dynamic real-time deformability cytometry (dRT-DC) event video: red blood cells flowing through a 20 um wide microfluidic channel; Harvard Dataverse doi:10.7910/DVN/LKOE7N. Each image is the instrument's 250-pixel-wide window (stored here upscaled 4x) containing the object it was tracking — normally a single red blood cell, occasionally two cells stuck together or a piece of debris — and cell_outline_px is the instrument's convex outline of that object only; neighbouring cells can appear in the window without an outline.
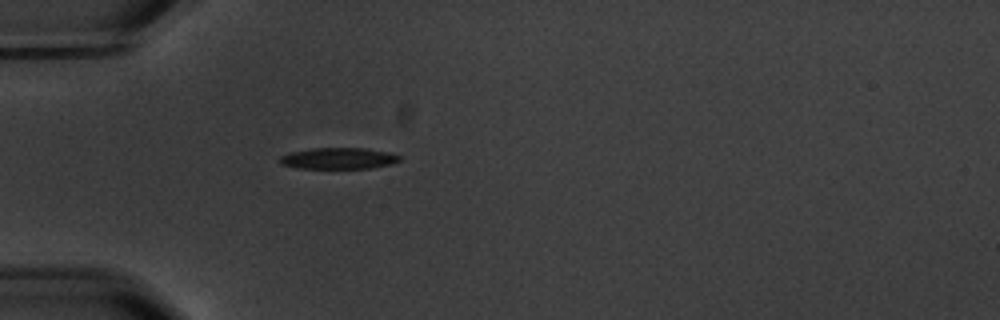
{"species": "common noctule bat (a hibernating species)", "species_latin": "Nyctalus noctula", "temperature_condition": "warm", "stored_images_in_passage": 1, "camera_frame_rate_fps": 3000, "um_per_image_px": 0.085, "animal": {"sex": "male", "body_mass_g": 20.1, "forearm_length_mm": 53.5}, "frame": {"image": 1, "passage_image": 1, "time_ms": 0.0, "image_size_px": [1000, 320], "cell_outline_px": [[400, 160], [392, 164], [372, 168], [296, 168], [280, 164], [280, 156], [292, 152], [312, 148], [364, 148], [388, 152], [400, 156]], "centroid_in_image_um": [28.77, 13.46], "position_along_channel_um": 56.2, "area_um2": 14.8}}